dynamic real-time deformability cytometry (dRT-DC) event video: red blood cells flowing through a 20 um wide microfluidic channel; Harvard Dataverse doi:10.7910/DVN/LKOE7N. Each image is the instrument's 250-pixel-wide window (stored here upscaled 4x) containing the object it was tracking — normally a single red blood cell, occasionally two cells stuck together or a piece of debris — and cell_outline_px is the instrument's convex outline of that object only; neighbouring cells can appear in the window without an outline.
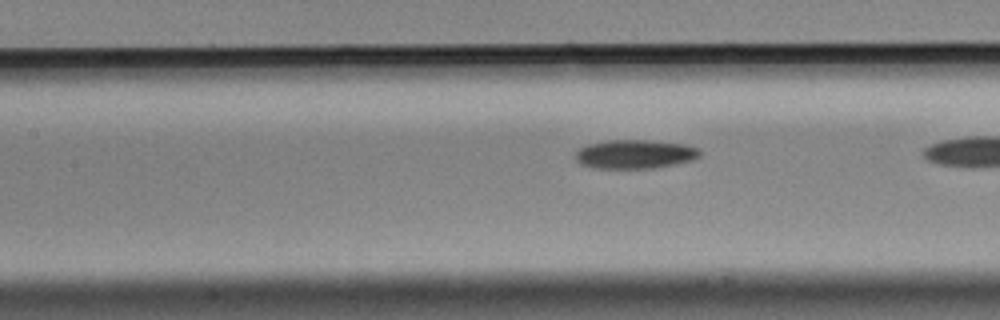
{"species": "Egyptian fruit bat (a non-hibernating species)", "species_latin": "Rousettus aegyptiacus", "temperature_condition": "cold", "stored_images_in_passage": 24, "camera_frame_rate_fps": 3000, "um_per_image_px": 0.085, "animal": {"sex": "male"}, "frame": {"image": 1, "passage_image": 22, "time_ms": 7.0, "image_size_px": [1000, 320], "cell_outline_px": [[700, 156], [692, 160], [676, 164], [656, 168], [592, 168], [580, 164], [576, 160], [576, 152], [580, 148], [588, 144], [608, 140], [648, 140], [688, 144], [700, 148]], "centroid_in_image_um": [54.0, 13.1], "position_along_channel_um": 153.4, "area_um2": 21.15}}